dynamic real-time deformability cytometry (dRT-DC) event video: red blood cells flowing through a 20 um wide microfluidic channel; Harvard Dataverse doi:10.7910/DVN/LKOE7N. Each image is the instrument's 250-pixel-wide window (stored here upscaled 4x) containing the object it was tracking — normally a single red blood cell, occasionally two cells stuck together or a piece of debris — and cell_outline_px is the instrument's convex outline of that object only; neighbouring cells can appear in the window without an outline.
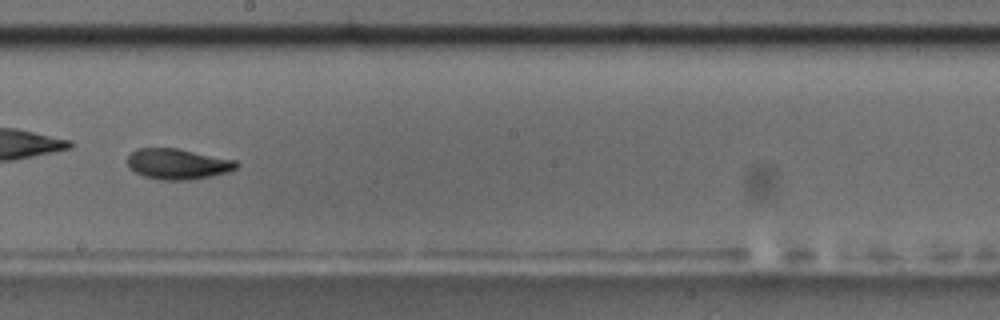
{"species": "common noctule bat (a hibernating species)", "species_latin": "Nyctalus noctula", "temperature_condition": "room temperature", "stored_images_in_passage": 54, "camera_frame_rate_fps": 3000, "um_per_image_px": 0.085, "animal": {"sex": "male", "body_mass_g": 17.5, "forearm_length_mm": 52.3}, "frame": {"image": 1, "passage_image": 31, "time_ms": 10.0, "image_size_px": [1000, 320], "cell_outline_px": [[240, 164], [236, 168], [228, 172], [188, 180], [160, 180], [144, 176], [128, 168], [128, 156], [136, 148], [176, 148], [236, 160]], "centroid_in_image_um": [15.09, 13.93], "position_along_channel_um": 233.1, "area_um2": 19.36}, "authors_computed_cell_mechanics": {"area_um2": 19.0162, "velocity_mm_per_s": 3.6517, "shape_relaxation_time_tau1_ms": 3.3696, "shape_relaxation_time_tau2_ms": 2.4666, "deformation_change_tau1": 0.1335, "deformation_change_tau2": 0.0849}}